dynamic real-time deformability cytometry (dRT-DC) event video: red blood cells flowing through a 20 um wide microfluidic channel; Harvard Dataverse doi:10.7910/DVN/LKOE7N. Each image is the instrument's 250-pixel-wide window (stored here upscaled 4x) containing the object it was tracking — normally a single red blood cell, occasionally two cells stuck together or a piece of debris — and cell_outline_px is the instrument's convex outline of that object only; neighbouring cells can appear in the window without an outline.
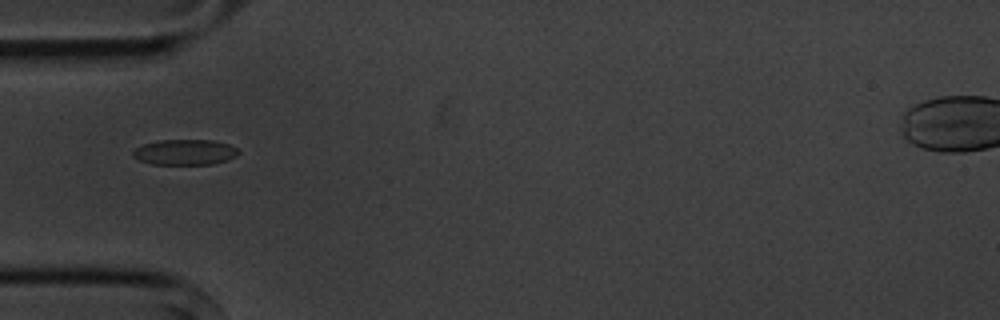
{"species": "common noctule bat (a hibernating species)", "species_latin": "Nyctalus noctula", "temperature_condition": "cold", "stored_images_in_passage": 12, "camera_frame_rate_fps": 3000, "um_per_image_px": 0.085, "animal": {"sex": "male", "body_mass_g": 20.1, "forearm_length_mm": 53.5}, "frame": {"image": 1, "passage_image": 2, "time_ms": 1.333, "image_size_px": [1000, 320], "cell_outline_px": [[240, 152], [236, 156], [228, 160], [212, 164], [152, 164], [140, 160], [132, 156], [132, 152], [136, 148], [144, 144], [156, 140], [212, 140], [228, 144], [236, 148]], "centroid_in_image_um": [15.72, 12.93], "position_along_channel_um": 69.3, "area_um2": 15.66}}
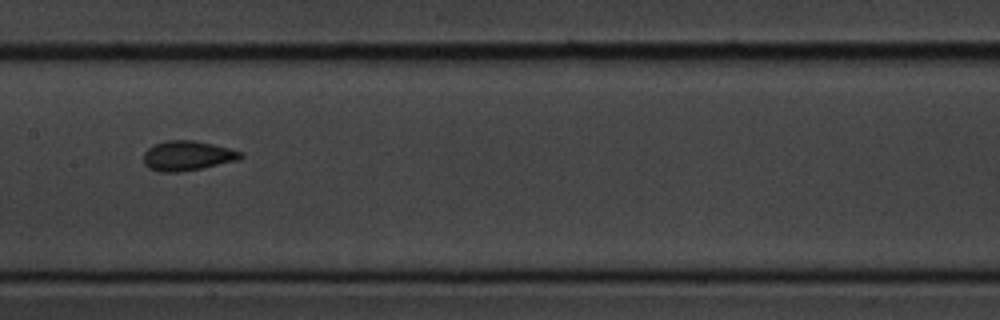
{"frame": {"image": 2, "passage_image": 5, "time_ms": 4.667, "image_size_px": [1000, 320], "cell_outline_px": [[244, 156], [240, 160], [180, 172], [160, 172], [148, 168], [144, 164], [144, 152], [148, 148], [156, 144], [168, 140], [192, 140], [212, 144], [244, 152]], "centroid_in_image_um": [15.94, 13.24], "position_along_channel_um": 191.5, "area_um2": 16.82}}
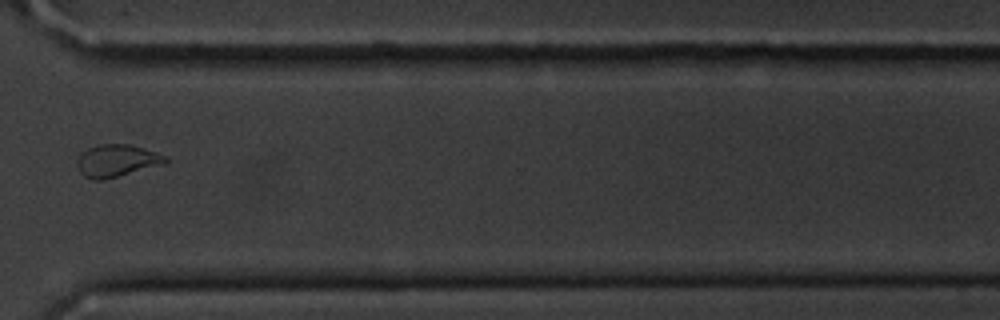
{"frame": {"image": 3, "passage_image": 9, "time_ms": 9.333, "image_size_px": [1000, 320], "cell_outline_px": [[168, 160], [164, 164], [104, 180], [92, 180], [84, 176], [80, 172], [76, 164], [76, 160], [80, 152], [88, 148], [100, 144], [128, 144], [144, 148], [156, 152], [164, 156]], "centroid_in_image_um": [9.87, 13.66], "position_along_channel_um": 360.7, "area_um2": 16.7}, "authors_computed_cell_mechanics": {"area_um2": 16.7042, "velocity_mm_per_s": 3.6381, "shape_relaxation_time_tau1_ms": null, "shape_relaxation_time_tau2_ms": 0.7891, "deformation_change_tau1": null, "deformation_change_tau2": 0.0409}}